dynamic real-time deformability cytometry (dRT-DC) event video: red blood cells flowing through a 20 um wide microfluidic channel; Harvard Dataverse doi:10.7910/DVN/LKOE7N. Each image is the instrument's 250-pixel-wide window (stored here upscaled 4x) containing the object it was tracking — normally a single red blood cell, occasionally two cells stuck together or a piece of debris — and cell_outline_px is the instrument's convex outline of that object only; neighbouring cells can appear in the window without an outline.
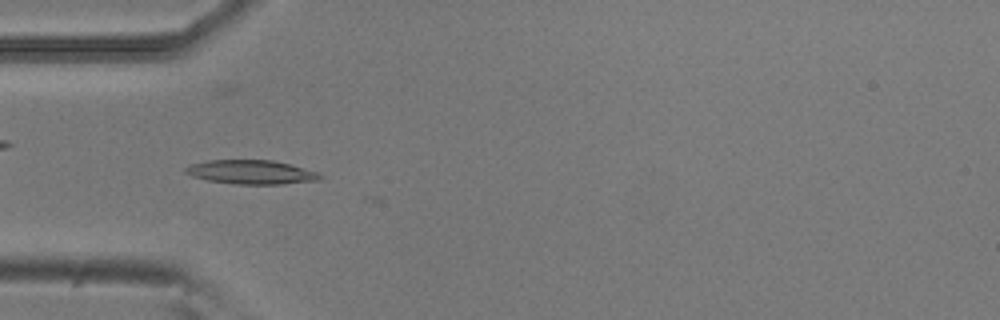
{"species": "common noctule bat (a hibernating species)", "species_latin": "Nyctalus noctula", "temperature_condition": "room temperature", "stored_images_in_passage": 53, "camera_frame_rate_fps": 3000, "um_per_image_px": 0.085, "animal": {"sex": "male", "body_mass_g": 20.5, "forearm_length_mm": 52.5}, "frame": {"image": 1, "passage_image": 15, "time_ms": 4.667, "image_size_px": [1000, 320], "cell_outline_px": [[324, 176], [320, 180], [284, 184], [232, 184], [208, 180], [192, 176], [184, 172], [184, 168], [192, 164], [208, 160], [272, 160], [288, 164], [316, 172]], "centroid_in_image_um": [21.34, 14.64], "position_along_channel_um": 63.7, "area_um2": 18.73}}
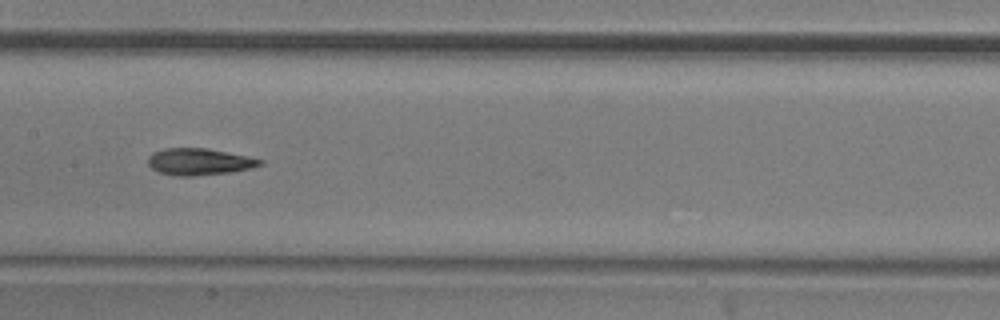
{"frame": {"image": 2, "passage_image": 25, "time_ms": 8.0, "image_size_px": [1000, 320], "cell_outline_px": [[264, 164], [252, 168], [228, 172], [192, 176], [176, 176], [156, 172], [148, 164], [148, 156], [152, 152], [168, 148], [208, 148], [248, 156], [264, 160]], "centroid_in_image_um": [16.93, 13.74], "position_along_channel_um": 190.5, "area_um2": 17.57}}
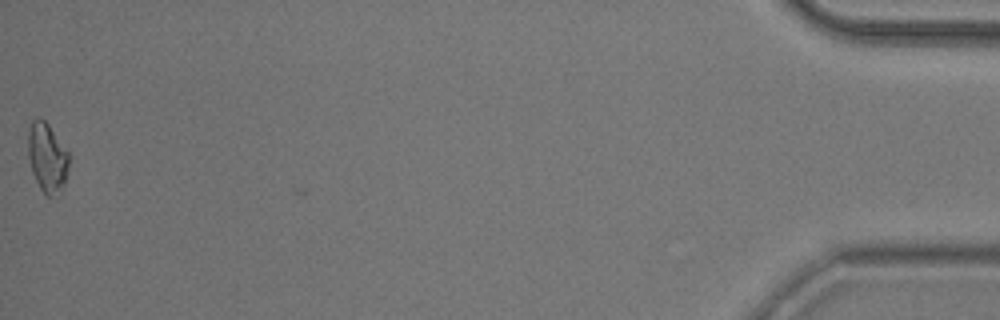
{"frame": {"image": 3, "passage_image": 52, "time_ms": 17.0, "image_size_px": [1000, 320], "cell_outline_px": [[68, 164], [64, 184], [60, 196], [48, 196], [40, 188], [32, 172], [28, 156], [28, 132], [32, 120], [36, 116], [40, 116], [48, 124], [68, 152]], "centroid_in_image_um": [4.0, 13.39], "position_along_channel_um": 431.2, "area_um2": 16.47}, "authors_computed_cell_mechanics": {"area_um2": 17.1666, "velocity_mm_per_s": 3.788, "shape_relaxation_time_tau1_ms": 5.7245, "shape_relaxation_time_tau2_ms": 2.9714, "deformation_change_tau1": 0.1959, "deformation_change_tau2": 0.1149}}